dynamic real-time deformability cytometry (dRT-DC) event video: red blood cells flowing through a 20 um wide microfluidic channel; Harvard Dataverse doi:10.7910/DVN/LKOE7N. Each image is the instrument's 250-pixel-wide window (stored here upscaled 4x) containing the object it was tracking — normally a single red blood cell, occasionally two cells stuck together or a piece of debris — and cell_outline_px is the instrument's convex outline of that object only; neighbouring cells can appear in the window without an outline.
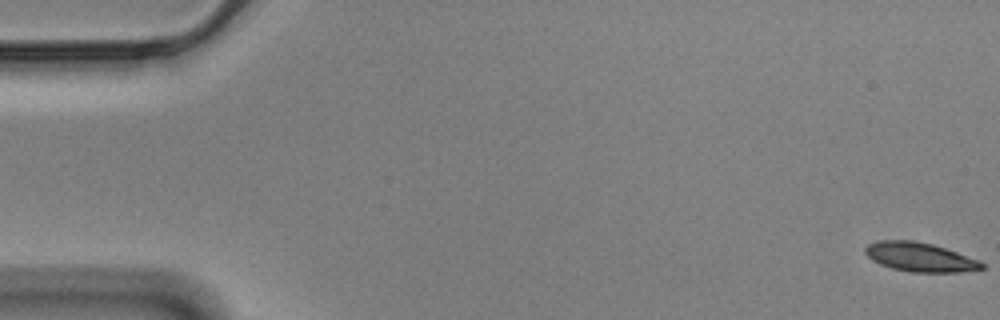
{"species": "Egyptian fruit bat (a non-hibernating species)", "species_latin": "Rousettus aegyptiacus", "temperature_condition": "cold", "stored_images_in_passage": 58, "segment_of_instrument_passage": [1, 2], "camera_frame_rate_fps": 3000, "um_per_image_px": 0.085, "animal": {"sex": "male"}, "frame": {"image": 1, "passage_image": 1, "time_ms": 0.0, "image_size_px": [1000, 320], "cell_outline_px": [[984, 268], [960, 272], [912, 272], [892, 268], [880, 264], [872, 260], [864, 252], [864, 248], [868, 244], [880, 240], [912, 240], [932, 244], [980, 260], [984, 264]], "centroid_in_image_um": [78.18, 21.85], "position_along_channel_um": 6.8, "area_um2": 19.65}}
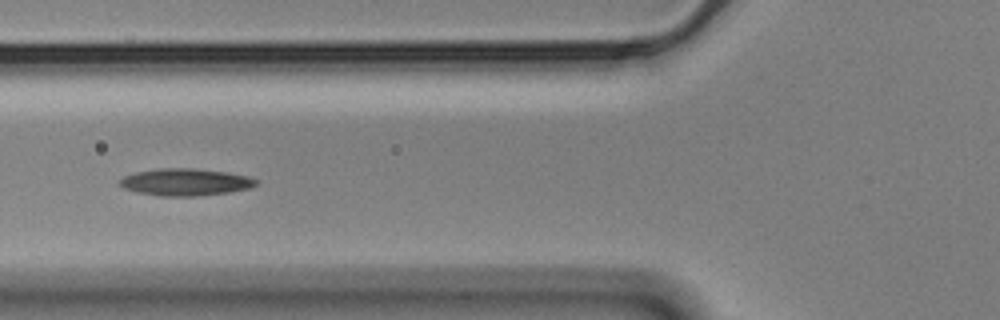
{"frame": {"image": 2, "passage_image": 22, "time_ms": 7.0, "image_size_px": [1000, 320], "cell_outline_px": [[256, 184], [248, 188], [228, 192], [196, 196], [156, 196], [136, 192], [124, 188], [116, 184], [116, 180], [124, 176], [136, 172], [156, 168], [196, 168], [224, 172], [248, 176], [256, 180]], "centroid_in_image_um": [15.65, 15.47], "position_along_channel_um": 110.2, "area_um2": 21.62}}
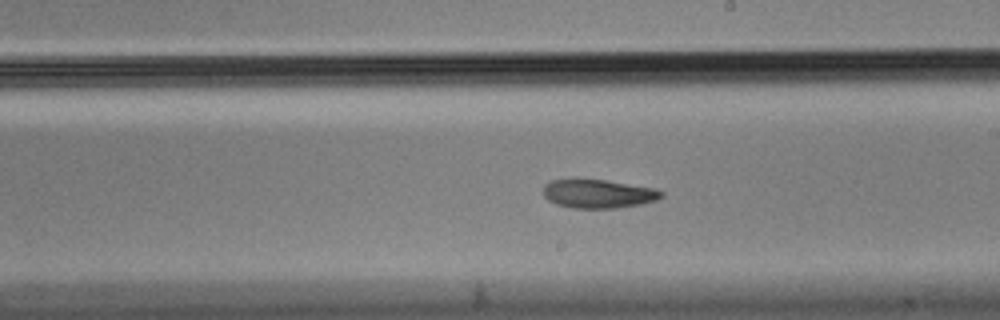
{"frame": {"image": 3, "passage_image": 33, "time_ms": 10.667, "image_size_px": [1000, 320], "cell_outline_px": [[664, 196], [656, 200], [640, 204], [616, 208], [572, 208], [556, 204], [548, 200], [544, 196], [544, 184], [552, 180], [604, 180], [656, 188], [664, 192]], "centroid_in_image_um": [50.88, 16.48], "position_along_channel_um": 238.1, "area_um2": 19.59}}